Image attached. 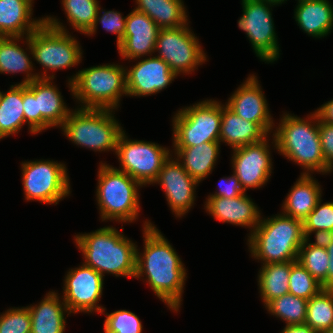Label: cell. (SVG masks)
I'll return each instance as SVG.
<instances>
[{
	"label": "cell",
	"mask_w": 333,
	"mask_h": 333,
	"mask_svg": "<svg viewBox=\"0 0 333 333\" xmlns=\"http://www.w3.org/2000/svg\"><path fill=\"white\" fill-rule=\"evenodd\" d=\"M126 70L122 65L106 64L80 70L69 79L72 94L81 108L116 109L123 94L128 95Z\"/></svg>",
	"instance_id": "cell-5"
},
{
	"label": "cell",
	"mask_w": 333,
	"mask_h": 333,
	"mask_svg": "<svg viewBox=\"0 0 333 333\" xmlns=\"http://www.w3.org/2000/svg\"><path fill=\"white\" fill-rule=\"evenodd\" d=\"M177 75L158 57H149L126 71L129 96H147L165 89Z\"/></svg>",
	"instance_id": "cell-18"
},
{
	"label": "cell",
	"mask_w": 333,
	"mask_h": 333,
	"mask_svg": "<svg viewBox=\"0 0 333 333\" xmlns=\"http://www.w3.org/2000/svg\"><path fill=\"white\" fill-rule=\"evenodd\" d=\"M24 123L23 84L12 85L0 100V139L18 133Z\"/></svg>",
	"instance_id": "cell-31"
},
{
	"label": "cell",
	"mask_w": 333,
	"mask_h": 333,
	"mask_svg": "<svg viewBox=\"0 0 333 333\" xmlns=\"http://www.w3.org/2000/svg\"><path fill=\"white\" fill-rule=\"evenodd\" d=\"M57 294L49 292L39 305L27 306L31 316V333H64V314L68 312V317L70 313Z\"/></svg>",
	"instance_id": "cell-24"
},
{
	"label": "cell",
	"mask_w": 333,
	"mask_h": 333,
	"mask_svg": "<svg viewBox=\"0 0 333 333\" xmlns=\"http://www.w3.org/2000/svg\"><path fill=\"white\" fill-rule=\"evenodd\" d=\"M139 186L142 187L127 173L101 163L96 196L102 220L126 223L136 220L140 211Z\"/></svg>",
	"instance_id": "cell-6"
},
{
	"label": "cell",
	"mask_w": 333,
	"mask_h": 333,
	"mask_svg": "<svg viewBox=\"0 0 333 333\" xmlns=\"http://www.w3.org/2000/svg\"><path fill=\"white\" fill-rule=\"evenodd\" d=\"M291 261L263 264L258 275V285L265 306L275 298L289 293Z\"/></svg>",
	"instance_id": "cell-30"
},
{
	"label": "cell",
	"mask_w": 333,
	"mask_h": 333,
	"mask_svg": "<svg viewBox=\"0 0 333 333\" xmlns=\"http://www.w3.org/2000/svg\"><path fill=\"white\" fill-rule=\"evenodd\" d=\"M281 333H317L306 324L286 325Z\"/></svg>",
	"instance_id": "cell-46"
},
{
	"label": "cell",
	"mask_w": 333,
	"mask_h": 333,
	"mask_svg": "<svg viewBox=\"0 0 333 333\" xmlns=\"http://www.w3.org/2000/svg\"><path fill=\"white\" fill-rule=\"evenodd\" d=\"M322 288L317 281L298 261H291L289 276V293L309 300Z\"/></svg>",
	"instance_id": "cell-37"
},
{
	"label": "cell",
	"mask_w": 333,
	"mask_h": 333,
	"mask_svg": "<svg viewBox=\"0 0 333 333\" xmlns=\"http://www.w3.org/2000/svg\"><path fill=\"white\" fill-rule=\"evenodd\" d=\"M321 193L311 174H301L283 202V214L303 222L321 199Z\"/></svg>",
	"instance_id": "cell-26"
},
{
	"label": "cell",
	"mask_w": 333,
	"mask_h": 333,
	"mask_svg": "<svg viewBox=\"0 0 333 333\" xmlns=\"http://www.w3.org/2000/svg\"><path fill=\"white\" fill-rule=\"evenodd\" d=\"M319 136L327 168L333 170V124L319 121Z\"/></svg>",
	"instance_id": "cell-41"
},
{
	"label": "cell",
	"mask_w": 333,
	"mask_h": 333,
	"mask_svg": "<svg viewBox=\"0 0 333 333\" xmlns=\"http://www.w3.org/2000/svg\"><path fill=\"white\" fill-rule=\"evenodd\" d=\"M319 239L323 242L329 255L327 289H333V234L325 235Z\"/></svg>",
	"instance_id": "cell-44"
},
{
	"label": "cell",
	"mask_w": 333,
	"mask_h": 333,
	"mask_svg": "<svg viewBox=\"0 0 333 333\" xmlns=\"http://www.w3.org/2000/svg\"><path fill=\"white\" fill-rule=\"evenodd\" d=\"M50 78H38L27 84L37 100V133L49 127L62 126L69 110L58 88Z\"/></svg>",
	"instance_id": "cell-20"
},
{
	"label": "cell",
	"mask_w": 333,
	"mask_h": 333,
	"mask_svg": "<svg viewBox=\"0 0 333 333\" xmlns=\"http://www.w3.org/2000/svg\"><path fill=\"white\" fill-rule=\"evenodd\" d=\"M21 38L23 37H0V73L15 74L24 71L27 75L19 84L25 85L38 78L54 79V75L47 76L46 71L42 73L43 75L30 73L33 70L32 61L24 49L17 44V41L19 42Z\"/></svg>",
	"instance_id": "cell-28"
},
{
	"label": "cell",
	"mask_w": 333,
	"mask_h": 333,
	"mask_svg": "<svg viewBox=\"0 0 333 333\" xmlns=\"http://www.w3.org/2000/svg\"><path fill=\"white\" fill-rule=\"evenodd\" d=\"M175 155L187 173L199 183L214 169L220 142H204L198 146L175 147ZM182 159V160H180Z\"/></svg>",
	"instance_id": "cell-27"
},
{
	"label": "cell",
	"mask_w": 333,
	"mask_h": 333,
	"mask_svg": "<svg viewBox=\"0 0 333 333\" xmlns=\"http://www.w3.org/2000/svg\"><path fill=\"white\" fill-rule=\"evenodd\" d=\"M267 136L256 123L242 119L222 105L219 142L223 141L234 149L260 142Z\"/></svg>",
	"instance_id": "cell-25"
},
{
	"label": "cell",
	"mask_w": 333,
	"mask_h": 333,
	"mask_svg": "<svg viewBox=\"0 0 333 333\" xmlns=\"http://www.w3.org/2000/svg\"><path fill=\"white\" fill-rule=\"evenodd\" d=\"M32 1L0 0V37L29 36L44 22V18L32 20Z\"/></svg>",
	"instance_id": "cell-22"
},
{
	"label": "cell",
	"mask_w": 333,
	"mask_h": 333,
	"mask_svg": "<svg viewBox=\"0 0 333 333\" xmlns=\"http://www.w3.org/2000/svg\"><path fill=\"white\" fill-rule=\"evenodd\" d=\"M103 280L100 273L84 263L71 269L65 277L62 296L69 313H103L105 308L97 305L102 296Z\"/></svg>",
	"instance_id": "cell-14"
},
{
	"label": "cell",
	"mask_w": 333,
	"mask_h": 333,
	"mask_svg": "<svg viewBox=\"0 0 333 333\" xmlns=\"http://www.w3.org/2000/svg\"><path fill=\"white\" fill-rule=\"evenodd\" d=\"M298 26L310 36H327L333 27V7L328 0H299L294 12Z\"/></svg>",
	"instance_id": "cell-23"
},
{
	"label": "cell",
	"mask_w": 333,
	"mask_h": 333,
	"mask_svg": "<svg viewBox=\"0 0 333 333\" xmlns=\"http://www.w3.org/2000/svg\"><path fill=\"white\" fill-rule=\"evenodd\" d=\"M67 19L75 30L86 34L94 25L99 3L97 0H62Z\"/></svg>",
	"instance_id": "cell-35"
},
{
	"label": "cell",
	"mask_w": 333,
	"mask_h": 333,
	"mask_svg": "<svg viewBox=\"0 0 333 333\" xmlns=\"http://www.w3.org/2000/svg\"><path fill=\"white\" fill-rule=\"evenodd\" d=\"M256 1L270 3L272 5H278V4H282L286 0H256Z\"/></svg>",
	"instance_id": "cell-47"
},
{
	"label": "cell",
	"mask_w": 333,
	"mask_h": 333,
	"mask_svg": "<svg viewBox=\"0 0 333 333\" xmlns=\"http://www.w3.org/2000/svg\"><path fill=\"white\" fill-rule=\"evenodd\" d=\"M112 109L77 108L69 113L61 128L69 140L94 151L116 152L123 132L112 116Z\"/></svg>",
	"instance_id": "cell-7"
},
{
	"label": "cell",
	"mask_w": 333,
	"mask_h": 333,
	"mask_svg": "<svg viewBox=\"0 0 333 333\" xmlns=\"http://www.w3.org/2000/svg\"><path fill=\"white\" fill-rule=\"evenodd\" d=\"M315 232V238L333 234V202L321 205V199L316 207L308 214L303 221V233L305 238H309Z\"/></svg>",
	"instance_id": "cell-36"
},
{
	"label": "cell",
	"mask_w": 333,
	"mask_h": 333,
	"mask_svg": "<svg viewBox=\"0 0 333 333\" xmlns=\"http://www.w3.org/2000/svg\"><path fill=\"white\" fill-rule=\"evenodd\" d=\"M315 113L320 122L333 124V100L322 105Z\"/></svg>",
	"instance_id": "cell-45"
},
{
	"label": "cell",
	"mask_w": 333,
	"mask_h": 333,
	"mask_svg": "<svg viewBox=\"0 0 333 333\" xmlns=\"http://www.w3.org/2000/svg\"><path fill=\"white\" fill-rule=\"evenodd\" d=\"M23 110L25 123L29 125L31 133H37V100L35 95L23 84Z\"/></svg>",
	"instance_id": "cell-42"
},
{
	"label": "cell",
	"mask_w": 333,
	"mask_h": 333,
	"mask_svg": "<svg viewBox=\"0 0 333 333\" xmlns=\"http://www.w3.org/2000/svg\"><path fill=\"white\" fill-rule=\"evenodd\" d=\"M56 18L46 17L29 36L28 49L45 70L65 69L77 65L82 59L81 47Z\"/></svg>",
	"instance_id": "cell-8"
},
{
	"label": "cell",
	"mask_w": 333,
	"mask_h": 333,
	"mask_svg": "<svg viewBox=\"0 0 333 333\" xmlns=\"http://www.w3.org/2000/svg\"><path fill=\"white\" fill-rule=\"evenodd\" d=\"M222 105L205 100L179 110L173 117V146L192 147L219 142Z\"/></svg>",
	"instance_id": "cell-9"
},
{
	"label": "cell",
	"mask_w": 333,
	"mask_h": 333,
	"mask_svg": "<svg viewBox=\"0 0 333 333\" xmlns=\"http://www.w3.org/2000/svg\"><path fill=\"white\" fill-rule=\"evenodd\" d=\"M205 205L206 211L216 220L252 227L251 232L260 223V211L245 193L233 198L208 197Z\"/></svg>",
	"instance_id": "cell-21"
},
{
	"label": "cell",
	"mask_w": 333,
	"mask_h": 333,
	"mask_svg": "<svg viewBox=\"0 0 333 333\" xmlns=\"http://www.w3.org/2000/svg\"><path fill=\"white\" fill-rule=\"evenodd\" d=\"M144 253L136 249L135 278L146 275L153 292L169 309L178 311L181 305L186 270L172 245L148 220L144 227ZM142 255V256H141Z\"/></svg>",
	"instance_id": "cell-1"
},
{
	"label": "cell",
	"mask_w": 333,
	"mask_h": 333,
	"mask_svg": "<svg viewBox=\"0 0 333 333\" xmlns=\"http://www.w3.org/2000/svg\"><path fill=\"white\" fill-rule=\"evenodd\" d=\"M319 333H333V329L322 331V332H319Z\"/></svg>",
	"instance_id": "cell-48"
},
{
	"label": "cell",
	"mask_w": 333,
	"mask_h": 333,
	"mask_svg": "<svg viewBox=\"0 0 333 333\" xmlns=\"http://www.w3.org/2000/svg\"><path fill=\"white\" fill-rule=\"evenodd\" d=\"M305 238L298 251L297 260L317 281L327 289L329 255L323 242L315 238L314 243Z\"/></svg>",
	"instance_id": "cell-32"
},
{
	"label": "cell",
	"mask_w": 333,
	"mask_h": 333,
	"mask_svg": "<svg viewBox=\"0 0 333 333\" xmlns=\"http://www.w3.org/2000/svg\"><path fill=\"white\" fill-rule=\"evenodd\" d=\"M160 27L145 13L133 10L126 16L122 43L117 47L122 58L138 59L155 52Z\"/></svg>",
	"instance_id": "cell-19"
},
{
	"label": "cell",
	"mask_w": 333,
	"mask_h": 333,
	"mask_svg": "<svg viewBox=\"0 0 333 333\" xmlns=\"http://www.w3.org/2000/svg\"><path fill=\"white\" fill-rule=\"evenodd\" d=\"M248 237L252 257L263 261V264L296 261L305 240L303 222L283 213L260 219Z\"/></svg>",
	"instance_id": "cell-4"
},
{
	"label": "cell",
	"mask_w": 333,
	"mask_h": 333,
	"mask_svg": "<svg viewBox=\"0 0 333 333\" xmlns=\"http://www.w3.org/2000/svg\"><path fill=\"white\" fill-rule=\"evenodd\" d=\"M22 184L26 200L57 204L70 194L66 166L50 160L22 163Z\"/></svg>",
	"instance_id": "cell-10"
},
{
	"label": "cell",
	"mask_w": 333,
	"mask_h": 333,
	"mask_svg": "<svg viewBox=\"0 0 333 333\" xmlns=\"http://www.w3.org/2000/svg\"><path fill=\"white\" fill-rule=\"evenodd\" d=\"M0 333H31L28 307L10 308L0 315Z\"/></svg>",
	"instance_id": "cell-39"
},
{
	"label": "cell",
	"mask_w": 333,
	"mask_h": 333,
	"mask_svg": "<svg viewBox=\"0 0 333 333\" xmlns=\"http://www.w3.org/2000/svg\"><path fill=\"white\" fill-rule=\"evenodd\" d=\"M308 119L285 114L273 134L274 147L287 159L307 170L302 174L309 175V171L323 174L331 172L326 166L322 153L319 120L316 113L311 114Z\"/></svg>",
	"instance_id": "cell-3"
},
{
	"label": "cell",
	"mask_w": 333,
	"mask_h": 333,
	"mask_svg": "<svg viewBox=\"0 0 333 333\" xmlns=\"http://www.w3.org/2000/svg\"><path fill=\"white\" fill-rule=\"evenodd\" d=\"M135 10L148 15L160 28H176L187 23L182 0H136Z\"/></svg>",
	"instance_id": "cell-29"
},
{
	"label": "cell",
	"mask_w": 333,
	"mask_h": 333,
	"mask_svg": "<svg viewBox=\"0 0 333 333\" xmlns=\"http://www.w3.org/2000/svg\"><path fill=\"white\" fill-rule=\"evenodd\" d=\"M116 155L122 172L142 186L153 184L164 162L171 156L169 150L159 144L141 140H128L123 131L118 139Z\"/></svg>",
	"instance_id": "cell-11"
},
{
	"label": "cell",
	"mask_w": 333,
	"mask_h": 333,
	"mask_svg": "<svg viewBox=\"0 0 333 333\" xmlns=\"http://www.w3.org/2000/svg\"><path fill=\"white\" fill-rule=\"evenodd\" d=\"M271 6L266 2L242 0L243 16L238 21V27L246 32L256 55L269 63L279 57Z\"/></svg>",
	"instance_id": "cell-13"
},
{
	"label": "cell",
	"mask_w": 333,
	"mask_h": 333,
	"mask_svg": "<svg viewBox=\"0 0 333 333\" xmlns=\"http://www.w3.org/2000/svg\"><path fill=\"white\" fill-rule=\"evenodd\" d=\"M98 8L97 16L95 18L94 25L86 33L87 35H93L96 32L97 24L100 22L102 27L108 31L115 33L117 35V47L122 43L126 29V17H122L120 12L117 11H105L103 15L100 16V10Z\"/></svg>",
	"instance_id": "cell-40"
},
{
	"label": "cell",
	"mask_w": 333,
	"mask_h": 333,
	"mask_svg": "<svg viewBox=\"0 0 333 333\" xmlns=\"http://www.w3.org/2000/svg\"><path fill=\"white\" fill-rule=\"evenodd\" d=\"M259 85L256 76L250 75L229 98L226 106L242 119L256 123L268 135L274 123Z\"/></svg>",
	"instance_id": "cell-17"
},
{
	"label": "cell",
	"mask_w": 333,
	"mask_h": 333,
	"mask_svg": "<svg viewBox=\"0 0 333 333\" xmlns=\"http://www.w3.org/2000/svg\"><path fill=\"white\" fill-rule=\"evenodd\" d=\"M305 324L317 333L333 329V289H321L308 300Z\"/></svg>",
	"instance_id": "cell-33"
},
{
	"label": "cell",
	"mask_w": 333,
	"mask_h": 333,
	"mask_svg": "<svg viewBox=\"0 0 333 333\" xmlns=\"http://www.w3.org/2000/svg\"><path fill=\"white\" fill-rule=\"evenodd\" d=\"M226 184V185H225ZM219 191L208 197H224V198H233L241 196L245 193L243 188L240 185V181L233 173L231 177L223 178L219 183Z\"/></svg>",
	"instance_id": "cell-43"
},
{
	"label": "cell",
	"mask_w": 333,
	"mask_h": 333,
	"mask_svg": "<svg viewBox=\"0 0 333 333\" xmlns=\"http://www.w3.org/2000/svg\"><path fill=\"white\" fill-rule=\"evenodd\" d=\"M155 50L159 53L156 57L166 62L176 75L181 72L188 74L206 61L205 53L188 24L160 28Z\"/></svg>",
	"instance_id": "cell-12"
},
{
	"label": "cell",
	"mask_w": 333,
	"mask_h": 333,
	"mask_svg": "<svg viewBox=\"0 0 333 333\" xmlns=\"http://www.w3.org/2000/svg\"><path fill=\"white\" fill-rule=\"evenodd\" d=\"M105 333H142V324L138 316L128 310L106 313Z\"/></svg>",
	"instance_id": "cell-38"
},
{
	"label": "cell",
	"mask_w": 333,
	"mask_h": 333,
	"mask_svg": "<svg viewBox=\"0 0 333 333\" xmlns=\"http://www.w3.org/2000/svg\"><path fill=\"white\" fill-rule=\"evenodd\" d=\"M74 240L85 258L84 264L103 277L104 273L135 277L137 246L116 228L108 226L77 234Z\"/></svg>",
	"instance_id": "cell-2"
},
{
	"label": "cell",
	"mask_w": 333,
	"mask_h": 333,
	"mask_svg": "<svg viewBox=\"0 0 333 333\" xmlns=\"http://www.w3.org/2000/svg\"><path fill=\"white\" fill-rule=\"evenodd\" d=\"M267 137L260 142L233 149L232 167L244 191L264 185L272 171Z\"/></svg>",
	"instance_id": "cell-15"
},
{
	"label": "cell",
	"mask_w": 333,
	"mask_h": 333,
	"mask_svg": "<svg viewBox=\"0 0 333 333\" xmlns=\"http://www.w3.org/2000/svg\"><path fill=\"white\" fill-rule=\"evenodd\" d=\"M153 183L160 184L172 212L177 217H181L190 210L194 203V192L199 182L187 173L178 159L172 160L169 157Z\"/></svg>",
	"instance_id": "cell-16"
},
{
	"label": "cell",
	"mask_w": 333,
	"mask_h": 333,
	"mask_svg": "<svg viewBox=\"0 0 333 333\" xmlns=\"http://www.w3.org/2000/svg\"><path fill=\"white\" fill-rule=\"evenodd\" d=\"M308 300L287 293L270 301L265 308L286 325L305 324Z\"/></svg>",
	"instance_id": "cell-34"
}]
</instances>
